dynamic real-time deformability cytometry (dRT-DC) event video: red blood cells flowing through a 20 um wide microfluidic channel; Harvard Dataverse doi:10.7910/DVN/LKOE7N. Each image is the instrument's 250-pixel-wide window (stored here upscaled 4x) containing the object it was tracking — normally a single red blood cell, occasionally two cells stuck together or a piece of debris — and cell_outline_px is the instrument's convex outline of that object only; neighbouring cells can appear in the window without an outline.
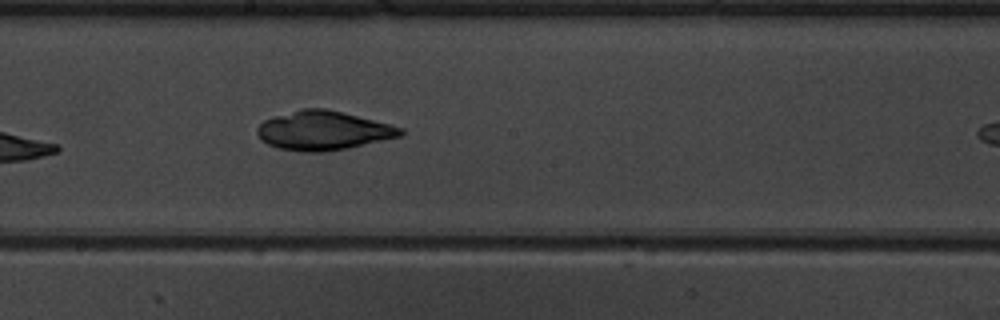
{"species": "common noctule bat (a hibernating species)", "species_latin": "Nyctalus noctula", "temperature_condition": "warm", "stored_images_in_passage": 10, "camera_frame_rate_fps": 3000, "um_per_image_px": 0.085, "animal": {"sex": "male", "body_mass_g": 19.5, "forearm_length_mm": 54.6}, "frame": {"image": 1, "passage_image": 9, "time_ms": 10.0, "image_size_px": [1000, 320], "cell_outline_px": [[404, 132], [400, 136], [344, 148], [320, 152], [304, 152], [280, 148], [268, 144], [260, 140], [256, 132], [256, 128], [264, 120], [300, 108], [328, 108], [404, 128]], "centroid_in_image_um": [27.43, 11.08], "position_along_channel_um": 220.8, "area_um2": 32.25}}